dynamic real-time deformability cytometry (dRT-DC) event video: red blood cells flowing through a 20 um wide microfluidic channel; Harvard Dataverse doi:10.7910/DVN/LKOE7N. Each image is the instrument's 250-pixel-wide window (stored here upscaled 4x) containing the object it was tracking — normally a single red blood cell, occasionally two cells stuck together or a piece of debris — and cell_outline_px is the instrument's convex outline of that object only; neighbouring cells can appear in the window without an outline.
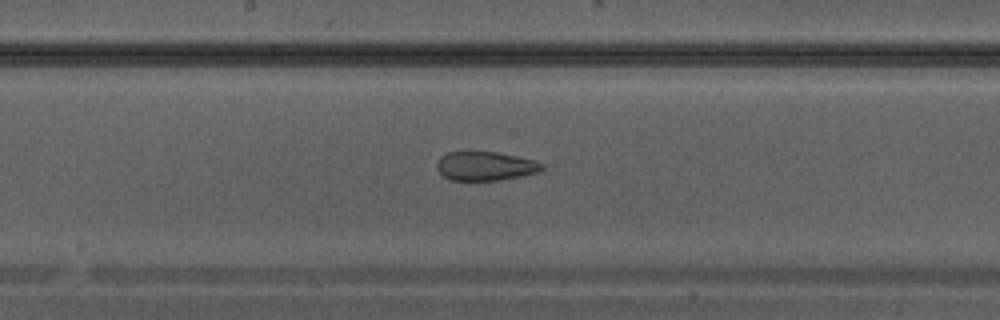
{"species": "Egyptian fruit bat (a non-hibernating species)", "species_latin": "Rousettus aegyptiacus", "temperature_condition": "warm", "stored_images_in_passage": 24, "camera_frame_rate_fps": 3000, "um_per_image_px": 0.085, "animal": {"sex": "male"}, "frame": {"image": 1, "passage_image": 8, "time_ms": 2.333, "image_size_px": [1000, 320], "cell_outline_px": [[544, 168], [540, 172], [520, 176], [496, 180], [452, 180], [444, 176], [436, 168], [436, 164], [440, 156], [448, 152], [496, 152], [536, 160], [544, 164]], "centroid_in_image_um": [41.27, 14.11], "position_along_channel_um": 206.9, "area_um2": 17.69}}
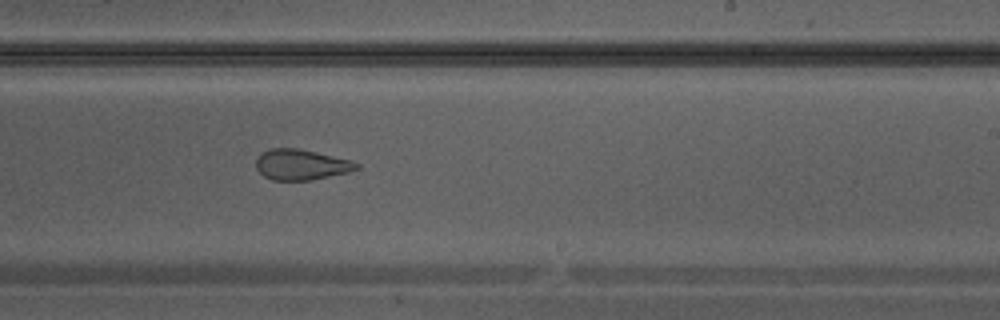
{"frame": {"image": 2, "passage_image": 11, "time_ms": 3.333, "image_size_px": [1000, 320], "cell_outline_px": [[360, 168], [348, 172], [312, 180], [272, 180], [264, 176], [256, 168], [256, 160], [264, 152], [272, 148], [296, 148], [352, 160], [360, 164]], "centroid_in_image_um": [25.63, 14.0], "position_along_channel_um": 263.4, "area_um2": 17.74}}
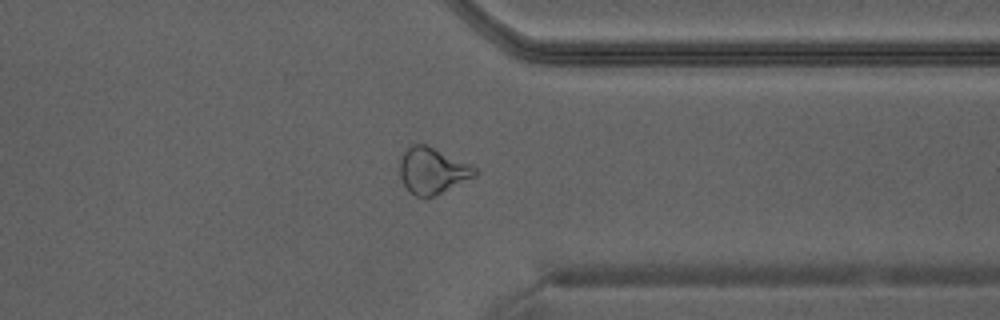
{"frame": {"image": 3, "passage_image": 17, "time_ms": 5.333, "image_size_px": [1000, 320], "cell_outline_px": [[476, 176], [436, 196], [424, 200], [408, 192], [400, 180], [400, 156], [412, 144], [424, 144], [472, 164], [476, 168]], "centroid_in_image_um": [36.74, 14.55], "position_along_channel_um": 374.7, "area_um2": 20.63}}